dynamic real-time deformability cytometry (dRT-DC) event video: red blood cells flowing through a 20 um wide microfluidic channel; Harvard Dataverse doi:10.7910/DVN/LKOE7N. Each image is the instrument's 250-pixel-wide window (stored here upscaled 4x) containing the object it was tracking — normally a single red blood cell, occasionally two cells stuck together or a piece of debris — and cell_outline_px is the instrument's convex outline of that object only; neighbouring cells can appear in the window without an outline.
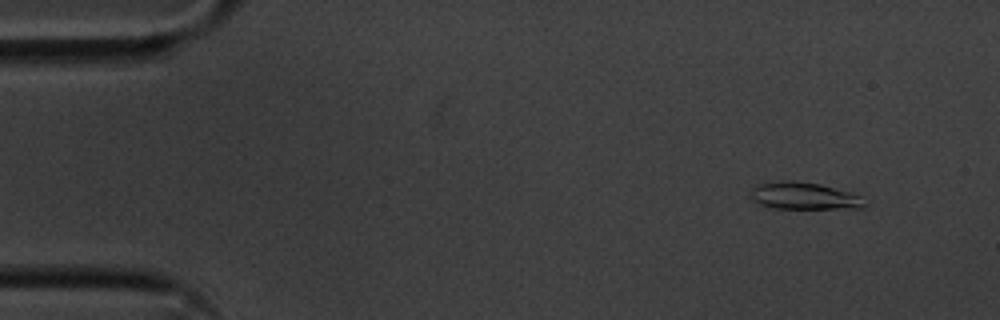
{"species": "common noctule bat (a hibernating species)", "species_latin": "Nyctalus noctula", "temperature_condition": "cold", "stored_images_in_passage": 5, "camera_frame_rate_fps": 3000, "um_per_image_px": 0.085, "animal": {"sex": "male", "body_mass_g": 20.1, "forearm_length_mm": 53.5}, "frame": {"image": 1, "passage_image": 1, "time_ms": 0.0, "image_size_px": [1000, 320], "cell_outline_px": [[868, 204], [864, 208], [772, 208], [760, 204], [752, 200], [748, 196], [752, 188], [756, 184], [768, 180], [792, 180], [820, 184], [852, 192], [860, 196]], "centroid_in_image_um": [68.29, 16.63], "position_along_channel_um": 16.7, "area_um2": 18.5}}